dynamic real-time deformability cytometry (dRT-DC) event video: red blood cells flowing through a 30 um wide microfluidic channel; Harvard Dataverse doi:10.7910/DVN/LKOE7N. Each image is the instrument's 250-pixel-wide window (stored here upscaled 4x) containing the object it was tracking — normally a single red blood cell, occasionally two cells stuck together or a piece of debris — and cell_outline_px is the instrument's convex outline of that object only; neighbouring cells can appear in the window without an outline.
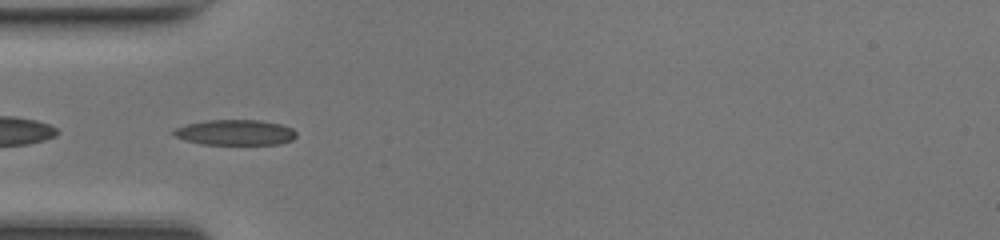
{"species": "common noctule bat (a hibernating species)", "species_latin": "Nyctalus noctula", "temperature_condition": "room temperature", "stored_images_in_passage": 37, "camera_frame_rate_fps": 3000, "um_per_image_px": 0.085, "animal": {"sex": "female", "body_mass_g": 17.0, "forearm_length_mm": 48.0}, "frame": {"image": 1, "passage_image": 4, "time_ms": 1.0, "image_size_px": [1000, 240], "cell_outline_px": [[296, 136], [292, 140], [280, 144], [204, 144], [184, 140], [176, 136], [172, 132], [176, 128], [184, 124], [208, 120], [260, 120], [280, 124], [292, 128], [296, 132]], "centroid_in_image_um": [20.0, 11.25], "position_along_channel_um": 65.0, "area_um2": 18.15}}
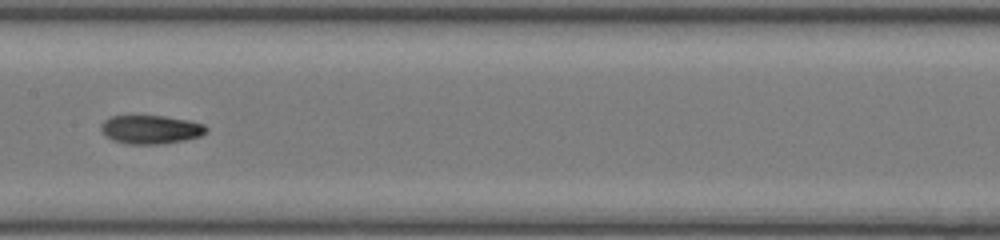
{"frame": {"image": 2, "passage_image": 13, "time_ms": 4.0, "image_size_px": [1000, 240], "cell_outline_px": [[208, 128], [200, 136], [184, 140], [164, 144], [128, 144], [112, 140], [100, 128], [100, 124], [104, 120], [112, 116], [164, 116], [188, 120], [204, 124]], "centroid_in_image_um": [12.81, 11.01], "position_along_channel_um": 194.6, "area_um2": 17.46}}
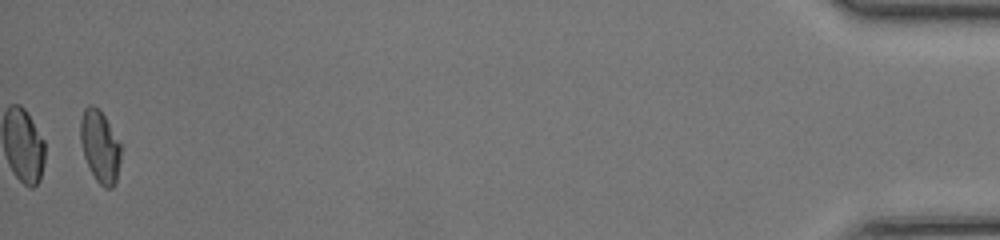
{"frame": {"image": 3, "passage_image": 36, "time_ms": 11.667, "image_size_px": [1000, 240], "cell_outline_px": [[120, 160], [116, 180], [112, 188], [104, 188], [96, 180], [84, 156], [80, 140], [80, 120], [84, 108], [88, 104], [92, 104], [104, 116], [120, 144]], "centroid_in_image_um": [8.48, 12.45], "position_along_channel_um": 426.7, "area_um2": 16.65}, "authors_computed_cell_mechanics": {"area_um2": 17.34, "velocity_mm_per_s": 4.3112, "shape_relaxation_time_tau1_ms": 4.7808, "shape_relaxation_time_tau2_ms": 2.7819, "deformation_change_tau1": 0.1797, "deformation_change_tau2": 0.0772}}